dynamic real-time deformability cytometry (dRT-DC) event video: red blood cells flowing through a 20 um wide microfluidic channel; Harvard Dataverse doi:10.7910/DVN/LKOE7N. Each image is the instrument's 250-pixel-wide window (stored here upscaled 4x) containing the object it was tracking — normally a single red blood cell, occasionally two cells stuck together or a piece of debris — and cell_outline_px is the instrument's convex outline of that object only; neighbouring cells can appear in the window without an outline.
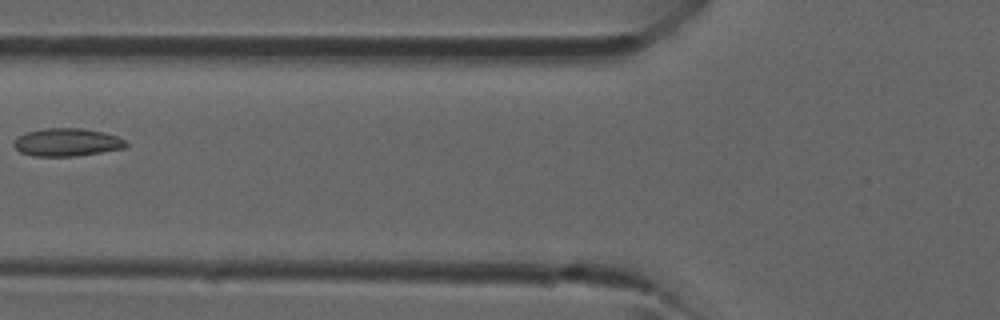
{"species": "common noctule bat (a hibernating species)", "species_latin": "Nyctalus noctula", "temperature_condition": "room temperature", "stored_images_in_passage": 3, "camera_frame_rate_fps": 3000, "um_per_image_px": 0.085, "animal": {"sex": "male", "forearm_length_mm": 52.5}, "frame": {"image": 1, "passage_image": 3, "time_ms": 2.333, "image_size_px": [1000, 320], "cell_outline_px": [[128, 144], [124, 148], [76, 156], [32, 156], [20, 152], [12, 144], [12, 140], [16, 136], [24, 132], [44, 128], [84, 128], [104, 132], [116, 136], [124, 140]], "centroid_in_image_um": [5.62, 12.08], "position_along_channel_um": 120.2, "area_um2": 18.44}}